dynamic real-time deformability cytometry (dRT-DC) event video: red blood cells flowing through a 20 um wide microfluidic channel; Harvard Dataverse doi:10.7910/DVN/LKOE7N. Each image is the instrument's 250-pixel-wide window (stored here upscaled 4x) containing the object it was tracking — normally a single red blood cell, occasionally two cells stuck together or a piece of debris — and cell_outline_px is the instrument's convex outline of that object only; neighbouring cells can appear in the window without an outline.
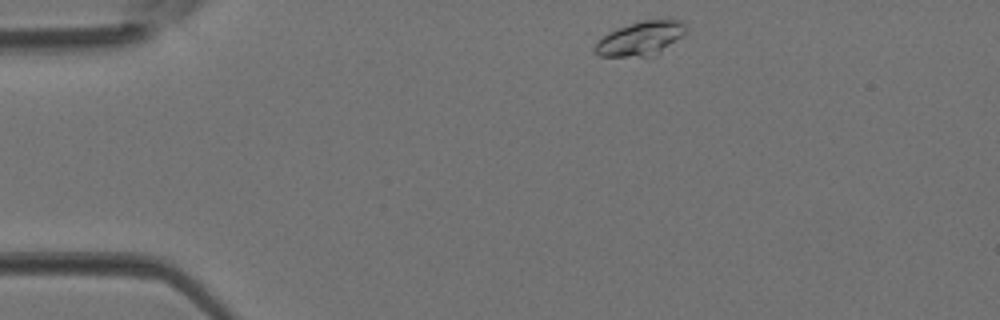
{"species": "Egyptian fruit bat (a non-hibernating species)", "species_latin": "Rousettus aegyptiacus", "temperature_condition": "room temperature", "stored_images_in_passage": 2, "camera_frame_rate_fps": 3000, "um_per_image_px": 0.085, "animal": {"sex": "female"}, "frame": {"image": 1, "passage_image": 1, "time_ms": 0.0, "image_size_px": [1000, 320], "cell_outline_px": [[688, 32], [656, 56], [600, 56], [596, 52], [596, 44], [608, 32], [616, 28], [644, 20], [668, 16], [684, 20], [688, 24]], "centroid_in_image_um": [54.62, 3.2], "position_along_channel_um": 30.4, "area_um2": 18.67}}
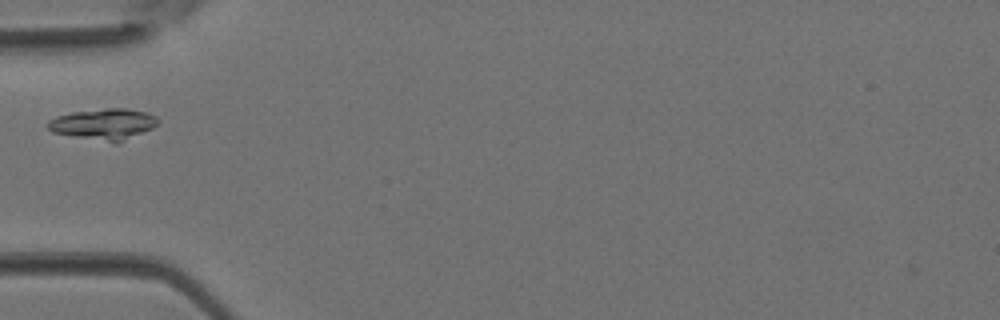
{"frame": {"image": 2, "passage_image": 2, "time_ms": 0.333, "image_size_px": [1000, 320], "cell_outline_px": [[160, 120], [152, 128], [116, 144], [52, 132], [48, 128], [48, 120], [56, 116], [72, 112], [108, 108], [124, 108], [148, 112], [156, 116]], "centroid_in_image_um": [8.82, 10.55], "position_along_channel_um": 76.2, "area_um2": 19.94}}